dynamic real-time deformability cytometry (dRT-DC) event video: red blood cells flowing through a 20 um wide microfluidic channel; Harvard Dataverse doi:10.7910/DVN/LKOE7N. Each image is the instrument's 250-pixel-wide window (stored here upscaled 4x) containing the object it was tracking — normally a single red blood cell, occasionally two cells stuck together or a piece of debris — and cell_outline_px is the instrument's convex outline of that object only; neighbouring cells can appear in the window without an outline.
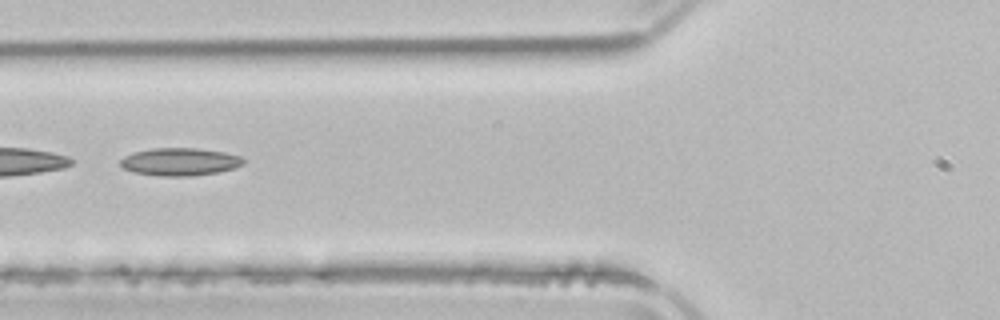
{"species": "common noctule bat (a hibernating species)", "species_latin": "Nyctalus noctula", "temperature_condition": "room temperature", "stored_images_in_passage": 5, "camera_frame_rate_fps": 3000, "um_per_image_px": 0.085, "animal": {"sex": "male", "body_mass_g": 21.5, "forearm_length_mm": 52.0}, "frame": {"image": 1, "passage_image": 5, "time_ms": 6.0, "image_size_px": [1000, 320], "cell_outline_px": [[244, 164], [236, 168], [220, 172], [192, 176], [160, 176], [132, 172], [124, 168], [120, 164], [120, 160], [124, 156], [132, 152], [152, 148], [196, 148], [224, 152], [240, 156], [244, 160]], "centroid_in_image_um": [15.29, 13.75], "position_along_channel_um": 110.5, "area_um2": 20.06}}